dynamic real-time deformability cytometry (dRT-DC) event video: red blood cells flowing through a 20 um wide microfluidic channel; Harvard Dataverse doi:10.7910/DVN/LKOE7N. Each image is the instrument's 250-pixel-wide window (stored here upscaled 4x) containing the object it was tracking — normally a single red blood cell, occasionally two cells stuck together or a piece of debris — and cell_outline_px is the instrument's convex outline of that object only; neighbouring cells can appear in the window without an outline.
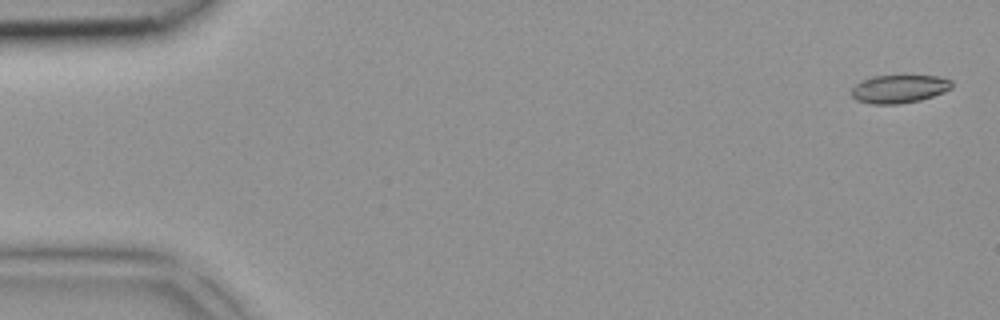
{"species": "common noctule bat (a hibernating species)", "species_latin": "Nyctalus noctula", "temperature_condition": "room temperature", "stored_images_in_passage": 5, "camera_frame_rate_fps": 3000, "um_per_image_px": 0.085, "animal": {"sex": "female", "body_mass_g": 18.4}, "frame": {"image": 1, "passage_image": 1, "time_ms": 0.0, "image_size_px": [1000, 320], "cell_outline_px": [[952, 88], [944, 92], [920, 100], [900, 104], [872, 104], [856, 100], [852, 96], [852, 88], [856, 84], [872, 76], [904, 72], [936, 76], [952, 80]], "centroid_in_image_um": [76.46, 7.5], "position_along_channel_um": 8.5, "area_um2": 17.28}}
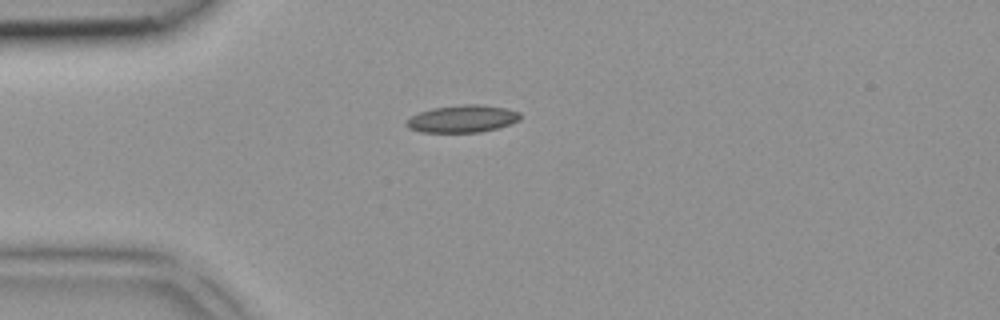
{"frame": {"image": 2, "passage_image": 4, "time_ms": 1.0, "image_size_px": [1000, 320], "cell_outline_px": [[520, 120], [496, 128], [480, 132], [420, 132], [408, 128], [404, 124], [412, 116], [420, 112], [432, 108], [464, 104], [480, 104], [504, 108], [520, 112]], "centroid_in_image_um": [39.28, 10.09], "position_along_channel_um": 45.7, "area_um2": 17.98}}